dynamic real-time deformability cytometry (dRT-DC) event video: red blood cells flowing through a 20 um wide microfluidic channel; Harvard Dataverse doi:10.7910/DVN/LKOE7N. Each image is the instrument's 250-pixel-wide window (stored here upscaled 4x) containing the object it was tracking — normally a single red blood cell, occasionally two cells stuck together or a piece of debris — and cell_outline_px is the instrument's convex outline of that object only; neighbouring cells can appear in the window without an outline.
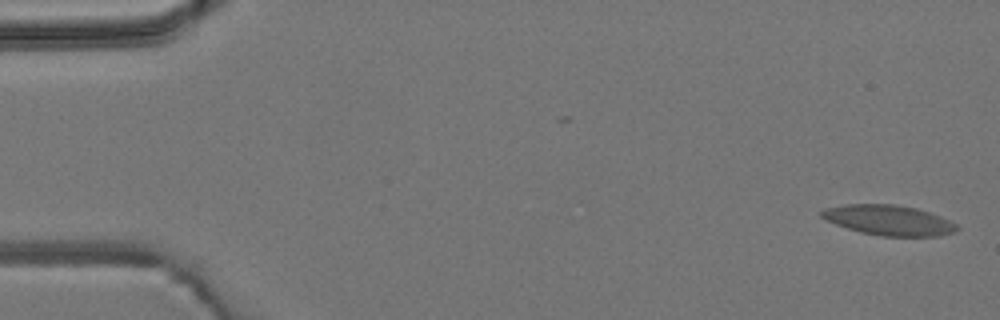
{"species": "common noctule bat (a hibernating species)", "species_latin": "Nyctalus noctula", "temperature_condition": "room temperature", "stored_images_in_passage": 5, "camera_frame_rate_fps": 3000, "um_per_image_px": 0.085, "animal": {"sex": "male", "body_mass_g": 19.2, "forearm_length_mm": 51.8}, "frame": {"image": 1, "passage_image": 1, "time_ms": 0.0, "image_size_px": [1000, 320], "cell_outline_px": [[960, 228], [952, 232], [940, 236], [880, 236], [860, 232], [836, 224], [820, 216], [820, 212], [824, 208], [848, 204], [896, 204], [916, 208], [940, 216], [956, 224]], "centroid_in_image_um": [75.54, 18.71], "position_along_channel_um": 9.5, "area_um2": 23.64}}